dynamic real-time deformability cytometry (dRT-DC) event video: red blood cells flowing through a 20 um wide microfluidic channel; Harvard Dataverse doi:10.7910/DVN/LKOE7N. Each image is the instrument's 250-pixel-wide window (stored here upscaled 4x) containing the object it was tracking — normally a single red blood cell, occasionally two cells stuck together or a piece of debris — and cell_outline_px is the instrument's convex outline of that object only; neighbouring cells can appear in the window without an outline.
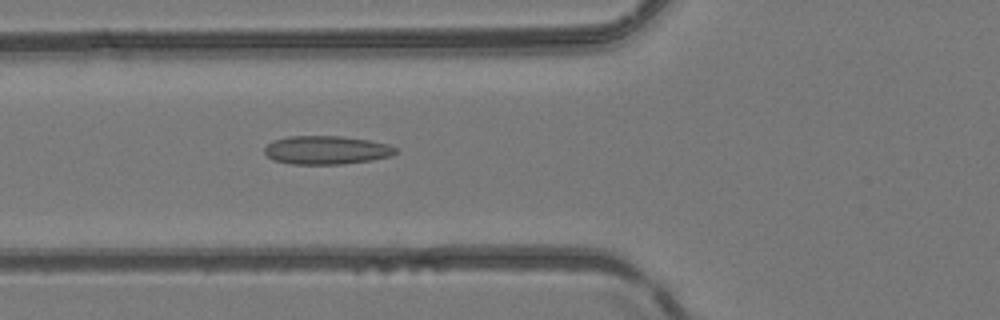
{"species": "common noctule bat (a hibernating species)", "species_latin": "Nyctalus noctula", "temperature_condition": "room temperature", "stored_images_in_passage": 6, "camera_frame_rate_fps": 3000, "um_per_image_px": 0.085, "animal": {"sex": "female", "body_mass_g": 24.6, "forearm_length_mm": 56.2}, "frame": {"image": 1, "passage_image": 6, "time_ms": 5.667, "image_size_px": [1000, 320], "cell_outline_px": [[400, 152], [392, 156], [372, 160], [340, 164], [292, 164], [272, 160], [264, 152], [264, 148], [272, 140], [288, 136], [340, 136], [368, 140], [388, 144], [396, 148]], "centroid_in_image_um": [27.75, 12.76], "position_along_channel_um": 98.0, "area_um2": 21.91}}